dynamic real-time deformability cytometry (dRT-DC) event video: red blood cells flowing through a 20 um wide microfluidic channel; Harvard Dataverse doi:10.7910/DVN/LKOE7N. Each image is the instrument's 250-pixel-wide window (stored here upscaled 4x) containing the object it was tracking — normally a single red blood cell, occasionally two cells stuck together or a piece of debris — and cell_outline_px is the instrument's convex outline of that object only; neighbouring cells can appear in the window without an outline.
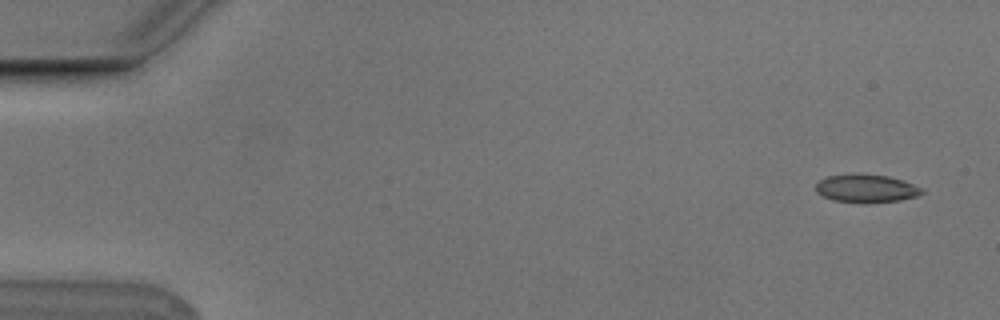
{"species": "Egyptian fruit bat (a non-hibernating species)", "species_latin": "Rousettus aegyptiacus", "temperature_condition": "cold", "stored_images_in_passage": 4, "camera_frame_rate_fps": 3000, "um_per_image_px": 0.085, "animal": {"sex": "male"}, "frame": {"image": 1, "passage_image": 1, "time_ms": 0.0, "image_size_px": [1000, 320], "cell_outline_px": [[924, 192], [916, 196], [900, 200], [868, 204], [864, 204], [832, 200], [816, 192], [816, 184], [820, 180], [828, 176], [856, 172], [888, 176], [904, 180], [924, 188]], "centroid_in_image_um": [73.64, 16.01], "position_along_channel_um": 11.4, "area_um2": 17.92}}